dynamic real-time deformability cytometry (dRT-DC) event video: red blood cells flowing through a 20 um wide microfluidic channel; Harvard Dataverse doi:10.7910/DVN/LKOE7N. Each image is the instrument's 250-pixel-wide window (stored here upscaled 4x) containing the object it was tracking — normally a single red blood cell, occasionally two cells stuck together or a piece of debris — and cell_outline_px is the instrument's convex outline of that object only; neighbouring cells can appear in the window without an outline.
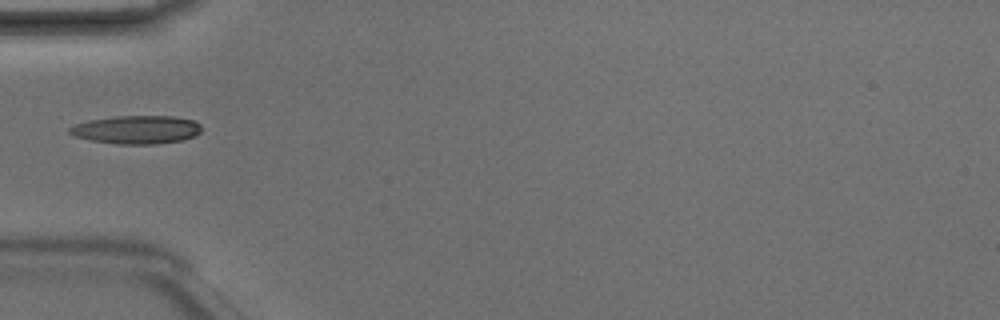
{"species": "Egyptian fruit bat (a non-hibernating species)", "species_latin": "Rousettus aegyptiacus", "temperature_condition": "room temperature", "stored_images_in_passage": 4, "camera_frame_rate_fps": 3000, "um_per_image_px": 0.085, "animal": {"sex": "male"}, "frame": {"image": 1, "passage_image": 3, "time_ms": 0.667, "image_size_px": [1000, 320], "cell_outline_px": [[200, 132], [196, 136], [180, 140], [156, 144], [116, 144], [92, 140], [72, 136], [68, 132], [68, 128], [76, 124], [88, 120], [116, 116], [172, 116], [192, 120], [200, 124]], "centroid_in_image_um": [11.58, 11.02], "position_along_channel_um": 73.4, "area_um2": 21.73}}